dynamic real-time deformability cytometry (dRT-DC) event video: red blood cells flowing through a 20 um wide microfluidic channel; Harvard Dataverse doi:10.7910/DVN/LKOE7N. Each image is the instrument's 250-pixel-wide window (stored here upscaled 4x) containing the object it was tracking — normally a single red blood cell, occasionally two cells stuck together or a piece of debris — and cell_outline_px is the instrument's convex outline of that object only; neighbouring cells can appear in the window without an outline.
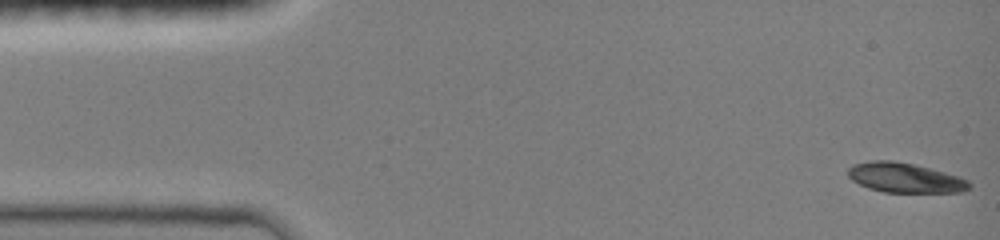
{"species": "common noctule bat (a hibernating species)", "species_latin": "Nyctalus noctula", "temperature_condition": "room temperature", "stored_images_in_passage": 47, "camera_frame_rate_fps": 3000, "um_per_image_px": 0.085, "animal": {"sex": "female", "body_mass_g": 19.0, "forearm_length_mm": 51.5}, "frame": {"image": 1, "passage_image": 1, "time_ms": 0.0, "image_size_px": [1000, 240], "cell_outline_px": [[972, 188], [964, 192], [884, 192], [868, 188], [852, 180], [848, 176], [848, 168], [852, 164], [872, 160], [892, 160], [916, 164], [960, 176], [968, 180], [972, 184]], "centroid_in_image_um": [76.96, 15.1], "position_along_channel_um": 8.0, "area_um2": 21.33}}
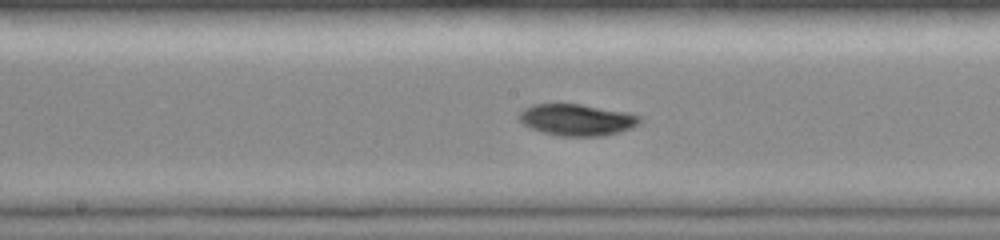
{"frame": {"image": 2, "passage_image": 24, "time_ms": 7.667, "image_size_px": [1000, 240], "cell_outline_px": [[640, 124], [632, 128], [620, 132], [604, 136], [560, 136], [544, 132], [532, 128], [524, 124], [516, 116], [524, 108], [532, 104], [580, 104], [628, 112], [640, 116]], "centroid_in_image_um": [49.05, 10.18], "position_along_channel_um": 199.1, "area_um2": 22.25}}
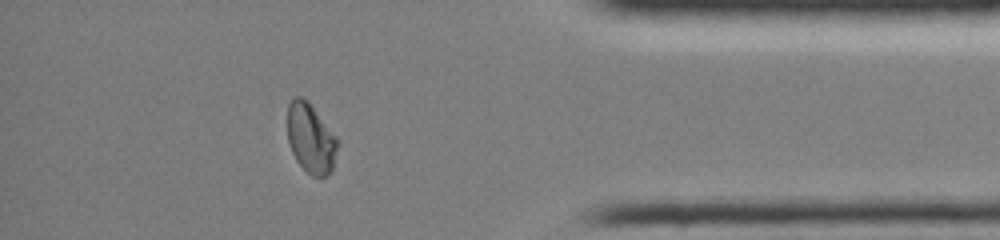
{"frame": {"image": 3, "passage_image": 41, "time_ms": 13.333, "image_size_px": [1000, 240], "cell_outline_px": [[340, 144], [332, 168], [324, 176], [312, 176], [296, 160], [292, 152], [288, 140], [288, 104], [292, 96], [300, 96], [308, 100], [340, 140]], "centroid_in_image_um": [26.43, 11.71], "position_along_channel_um": 408.8, "area_um2": 20.52}, "authors_computed_cell_mechanics": {"area_um2": 21.2704, "velocity_mm_per_s": 4.0214, "shape_relaxation_time_tau1_ms": 4.5526, "shape_relaxation_time_tau2_ms": null, "deformation_change_tau1": 0.1876, "deformation_change_tau2": null}}